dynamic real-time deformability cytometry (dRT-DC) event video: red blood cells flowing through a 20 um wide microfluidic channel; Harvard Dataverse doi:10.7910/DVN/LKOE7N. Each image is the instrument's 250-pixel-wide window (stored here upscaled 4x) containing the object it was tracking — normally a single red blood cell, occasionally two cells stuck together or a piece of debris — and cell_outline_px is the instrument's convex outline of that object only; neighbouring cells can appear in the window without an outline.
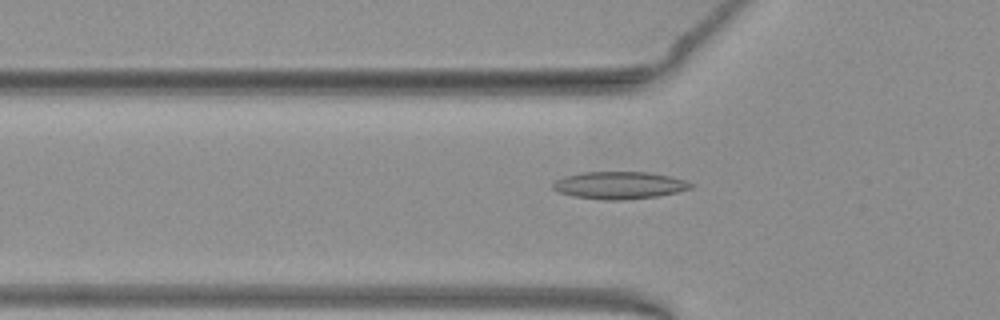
{"species": "common noctule bat (a hibernating species)", "species_latin": "Nyctalus noctula", "temperature_condition": "warm", "stored_images_in_passage": 45, "camera_frame_rate_fps": 3000, "um_per_image_px": 0.085, "animal": {"sex": "female", "body_mass_g": 19.3, "forearm_length_mm": 54.1}, "frame": {"image": 1, "passage_image": 17, "time_ms": 5.333, "image_size_px": [1000, 320], "cell_outline_px": [[696, 184], [692, 188], [676, 192], [656, 196], [624, 200], [600, 200], [572, 196], [560, 192], [552, 188], [552, 184], [556, 180], [564, 176], [580, 172], [648, 172], [668, 176], [684, 180]], "centroid_in_image_um": [52.62, 15.75], "position_along_channel_um": 73.2, "area_um2": 22.02}}
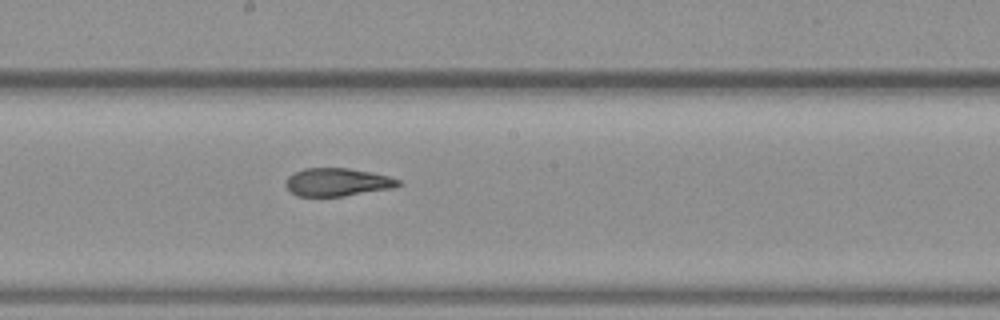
{"frame": {"image": 2, "passage_image": 28, "time_ms": 9.0, "image_size_px": [1000, 320], "cell_outline_px": [[400, 184], [392, 188], [344, 196], [296, 196], [284, 184], [288, 176], [304, 168], [348, 168], [372, 172], [388, 176], [400, 180]], "centroid_in_image_um": [28.66, 15.48], "position_along_channel_um": 219.5, "area_um2": 18.26}}
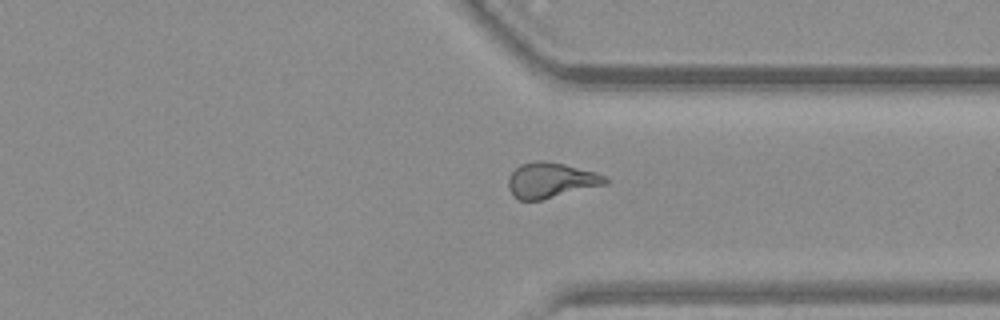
{"frame": {"image": 3, "passage_image": 39, "time_ms": 12.667, "image_size_px": [1000, 320], "cell_outline_px": [[608, 184], [540, 200], [520, 200], [512, 196], [508, 188], [508, 180], [512, 172], [520, 164], [536, 160], [544, 160], [564, 164], [596, 172], [604, 176], [608, 180]], "centroid_in_image_um": [46.81, 15.32], "position_along_channel_um": 364.6, "area_um2": 20.0}, "authors_computed_cell_mechanics": {"area_um2": 19.652, "velocity_mm_per_s": 3.9637, "shape_relaxation_time_tau1_ms": null, "shape_relaxation_time_tau2_ms": 2.3921, "deformation_change_tau1": null, "deformation_change_tau2": 0.1053}}